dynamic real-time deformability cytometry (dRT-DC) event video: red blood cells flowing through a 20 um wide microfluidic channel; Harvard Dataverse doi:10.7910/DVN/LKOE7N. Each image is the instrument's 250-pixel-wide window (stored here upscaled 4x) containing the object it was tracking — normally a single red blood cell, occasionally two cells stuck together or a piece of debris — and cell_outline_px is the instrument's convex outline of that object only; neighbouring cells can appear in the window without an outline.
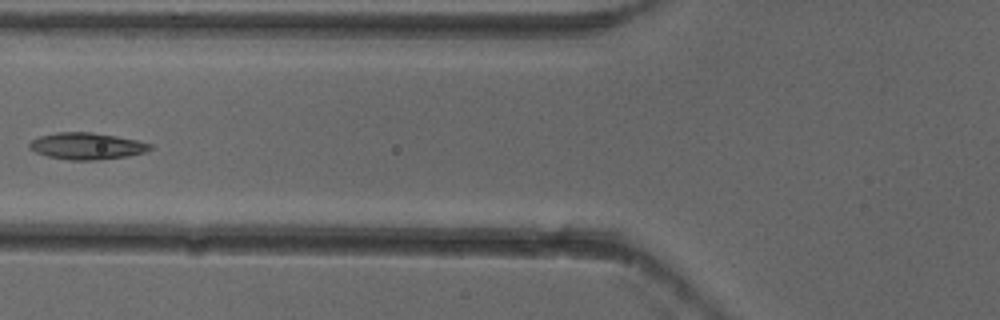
{"species": "common noctule bat (a hibernating species)", "species_latin": "Nyctalus noctula", "temperature_condition": "cold", "stored_images_in_passage": 5, "camera_frame_rate_fps": 3000, "um_per_image_px": 0.085, "animal": {"sex": "female"}, "frame": {"image": 1, "passage_image": 5, "time_ms": 1.333, "image_size_px": [1000, 320], "cell_outline_px": [[152, 148], [144, 152], [128, 156], [96, 160], [68, 160], [48, 156], [36, 152], [28, 148], [28, 144], [32, 140], [40, 136], [56, 132], [92, 132], [116, 136], [136, 140], [152, 144]], "centroid_in_image_um": [7.36, 12.41], "position_along_channel_um": 118.4, "area_um2": 18.73}}